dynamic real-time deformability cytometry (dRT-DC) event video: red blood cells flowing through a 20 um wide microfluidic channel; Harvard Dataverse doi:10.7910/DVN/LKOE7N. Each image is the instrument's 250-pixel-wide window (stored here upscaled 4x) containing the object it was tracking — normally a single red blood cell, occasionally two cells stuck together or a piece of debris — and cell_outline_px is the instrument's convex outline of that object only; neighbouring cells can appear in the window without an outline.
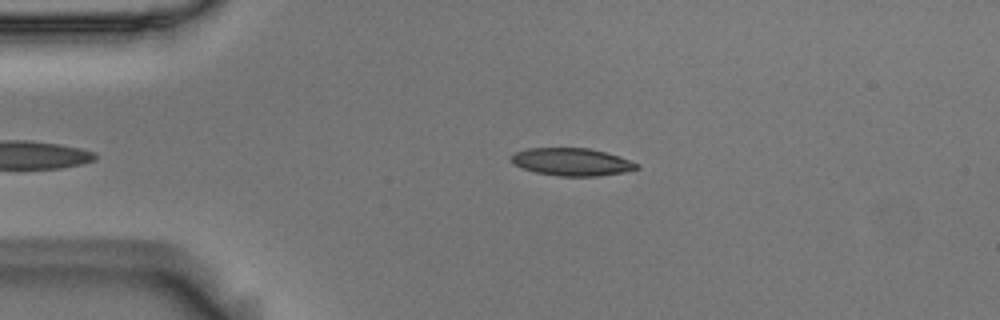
{"species": "Egyptian fruit bat (a non-hibernating species)", "species_latin": "Rousettus aegyptiacus", "temperature_condition": "room temperature", "stored_images_in_passage": 39, "camera_frame_rate_fps": 3000, "um_per_image_px": 0.085, "animal": {"sex": "male"}, "frame": {"image": 1, "passage_image": 2, "time_ms": 0.333, "image_size_px": [1000, 320], "cell_outline_px": [[640, 168], [624, 172], [596, 176], [556, 176], [536, 172], [512, 164], [508, 160], [508, 156], [516, 152], [528, 148], [588, 148], [620, 156], [640, 164]], "centroid_in_image_um": [48.58, 13.76], "position_along_channel_um": 36.4, "area_um2": 20.35}}
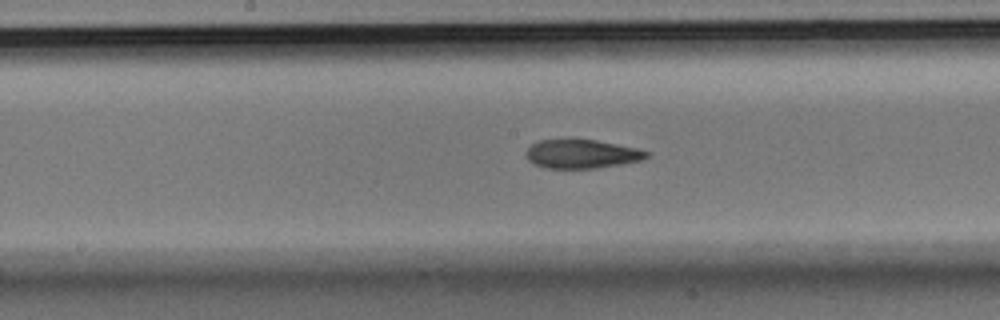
{"frame": {"image": 2, "passage_image": 18, "time_ms": 5.667, "image_size_px": [1000, 320], "cell_outline_px": [[648, 156], [640, 160], [620, 164], [596, 168], [548, 168], [532, 164], [528, 160], [528, 148], [532, 144], [540, 140], [596, 140], [640, 148], [648, 152]], "centroid_in_image_um": [49.47, 13.09], "position_along_channel_um": 198.7, "area_um2": 19.94}}
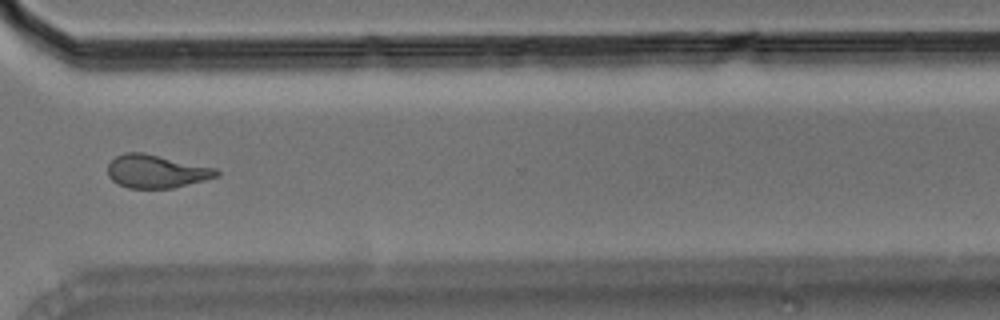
{"frame": {"image": 3, "passage_image": 31, "time_ms": 10.0, "image_size_px": [1000, 320], "cell_outline_px": [[220, 176], [172, 188], [128, 188], [116, 184], [108, 176], [108, 164], [116, 156], [124, 152], [144, 152], [216, 168], [220, 172]], "centroid_in_image_um": [13.27, 14.56], "position_along_channel_um": 357.3, "area_um2": 21.15}, "authors_computed_cell_mechanics": {"area_um2": 21.2126, "velocity_mm_per_s": 3.663, "shape_relaxation_time_tau1_ms": 9.3991, "shape_relaxation_time_tau2_ms": 3.5376, "deformation_change_tau1": 0.2155, "deformation_change_tau2": 0.1104}}